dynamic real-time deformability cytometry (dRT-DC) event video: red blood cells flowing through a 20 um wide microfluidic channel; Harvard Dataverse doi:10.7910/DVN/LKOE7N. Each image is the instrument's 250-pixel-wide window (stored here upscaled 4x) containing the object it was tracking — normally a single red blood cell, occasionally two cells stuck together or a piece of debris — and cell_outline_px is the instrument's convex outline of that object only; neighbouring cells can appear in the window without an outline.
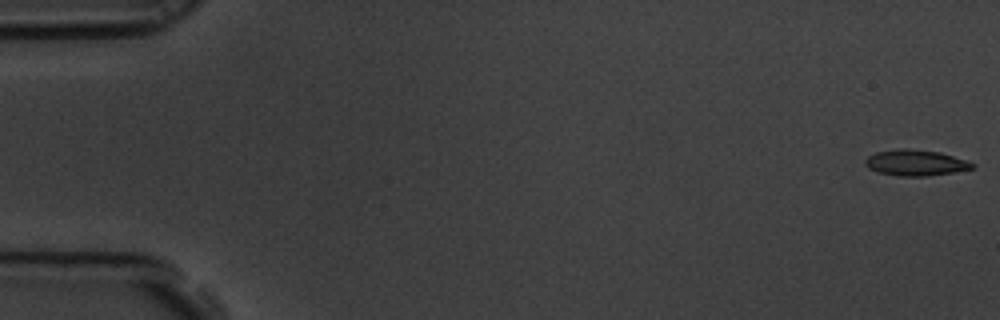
{"species": "common noctule bat (a hibernating species)", "species_latin": "Nyctalus noctula", "temperature_condition": "room temperature", "stored_images_in_passage": 17, "camera_frame_rate_fps": 3000, "um_per_image_px": 0.085, "animal": {"sex": "male", "body_mass_g": 19.5, "forearm_length_mm": 54.6}, "frame": {"image": 1, "passage_image": 1, "time_ms": 0.0, "image_size_px": [1000, 320], "cell_outline_px": [[976, 168], [928, 176], [900, 176], [880, 172], [868, 168], [864, 164], [864, 160], [868, 156], [876, 152], [900, 148], [908, 148], [940, 152], [968, 160], [976, 164]], "centroid_in_image_um": [77.85, 13.82], "position_along_channel_um": 7.1, "area_um2": 16.3}}
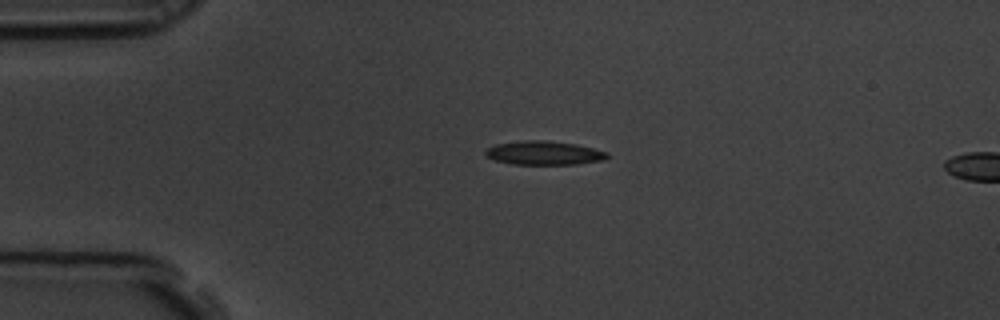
{"frame": {"image": 2, "passage_image": 14, "time_ms": 4.333, "image_size_px": [1000, 320], "cell_outline_px": [[608, 156], [604, 160], [576, 164], [512, 164], [496, 160], [488, 156], [484, 152], [488, 148], [496, 144], [524, 140], [544, 140], [576, 144], [608, 152]], "centroid_in_image_um": [46.26, 13.0], "position_along_channel_um": 38.7, "area_um2": 16.7}}